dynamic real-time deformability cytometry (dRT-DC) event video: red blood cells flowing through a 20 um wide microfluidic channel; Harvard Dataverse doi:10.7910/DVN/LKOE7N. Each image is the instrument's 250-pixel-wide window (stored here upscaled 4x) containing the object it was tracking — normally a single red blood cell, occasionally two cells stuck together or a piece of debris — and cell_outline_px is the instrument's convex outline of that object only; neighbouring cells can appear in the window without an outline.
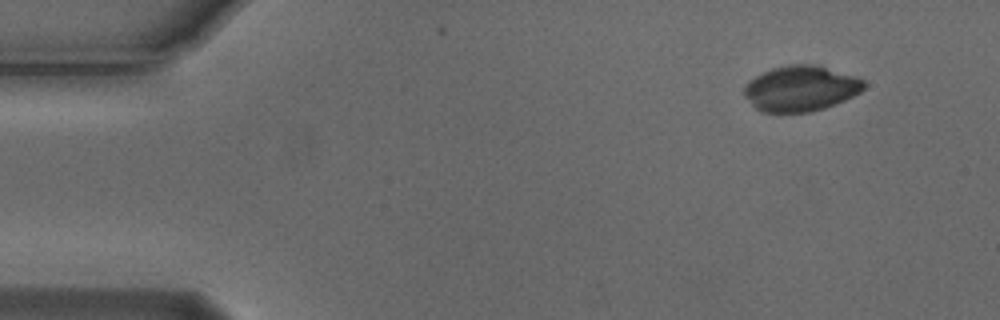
{"species": "Egyptian fruit bat (a non-hibernating species)", "species_latin": "Rousettus aegyptiacus", "temperature_condition": "cold", "stored_images_in_passage": 4, "camera_frame_rate_fps": 3000, "um_per_image_px": 0.085, "animal": {"sex": "male"}, "frame": {"image": 1, "passage_image": 1, "time_ms": 0.0, "image_size_px": [1000, 320], "cell_outline_px": [[864, 88], [860, 92], [836, 104], [812, 112], [760, 112], [744, 96], [744, 84], [748, 80], [772, 68], [788, 64], [816, 64], [856, 76], [864, 80]], "centroid_in_image_um": [68.05, 7.51], "position_along_channel_um": 17.0, "area_um2": 31.91}}